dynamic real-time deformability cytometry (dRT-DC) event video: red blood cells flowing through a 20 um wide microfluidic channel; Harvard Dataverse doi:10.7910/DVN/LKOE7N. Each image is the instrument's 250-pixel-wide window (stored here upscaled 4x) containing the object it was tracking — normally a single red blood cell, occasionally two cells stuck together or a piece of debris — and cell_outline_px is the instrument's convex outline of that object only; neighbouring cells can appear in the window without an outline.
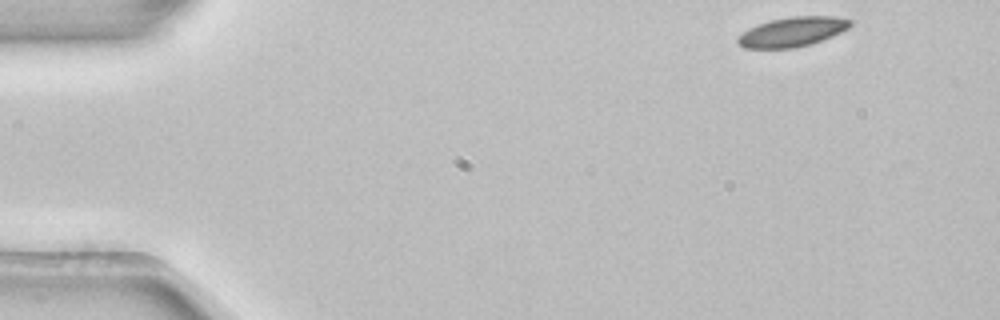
{"species": "common noctule bat (a hibernating species)", "species_latin": "Nyctalus noctula", "temperature_condition": "room temperature", "stored_images_in_passage": 4, "segment_of_instrument_passage": [1, 2], "camera_frame_rate_fps": 3000, "um_per_image_px": 0.085, "animal": {"sex": "female", "body_mass_g": 22.7, "forearm_length_mm": 54.2}, "frame": {"image": 1, "passage_image": 1, "time_ms": 0.0, "image_size_px": [1000, 320], "cell_outline_px": [[852, 24], [848, 28], [832, 36], [812, 44], [796, 48], [744, 48], [736, 40], [748, 28], [772, 20], [792, 16], [836, 16], [852, 20]], "centroid_in_image_um": [67.39, 2.71], "position_along_channel_um": 17.6, "area_um2": 19.25}}
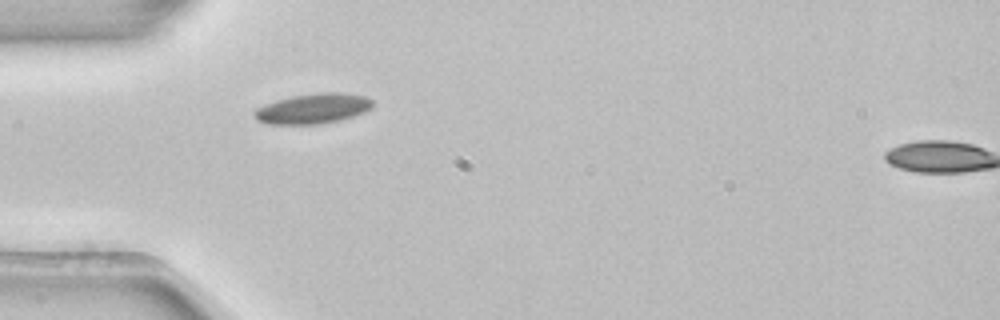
{"frame": {"image": 2, "passage_image": 3, "time_ms": 0.667, "image_size_px": [1000, 320], "cell_outline_px": [[372, 108], [364, 112], [340, 120], [320, 124], [264, 124], [256, 120], [252, 116], [252, 112], [256, 108], [276, 100], [292, 96], [320, 92], [340, 92], [364, 96], [372, 100]], "centroid_in_image_um": [26.55, 9.23], "position_along_channel_um": 58.4, "area_um2": 20.92}}